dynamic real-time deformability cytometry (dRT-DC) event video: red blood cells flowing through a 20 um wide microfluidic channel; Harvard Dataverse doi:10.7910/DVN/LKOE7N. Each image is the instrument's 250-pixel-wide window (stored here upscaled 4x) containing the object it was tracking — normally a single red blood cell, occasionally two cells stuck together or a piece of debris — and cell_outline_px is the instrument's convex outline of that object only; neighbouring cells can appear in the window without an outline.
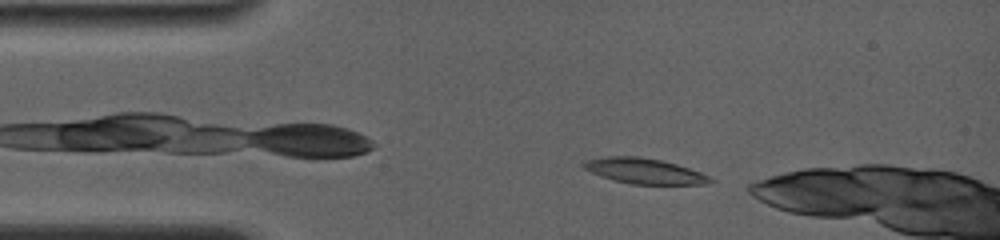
{"species": "common noctule bat (a hibernating species)", "species_latin": "Nyctalus noctula", "temperature_condition": "room temperature", "stored_images_in_passage": 6, "camera_frame_rate_fps": 4000, "um_per_image_px": 0.085, "animal": {"sex": "female", "body_mass_g": 19.0, "forearm_length_mm": 56.7}, "frame": {"image": 1, "passage_image": 2, "time_ms": 0.5, "image_size_px": [1000, 240], "cell_outline_px": [[716, 180], [704, 184], [632, 184], [600, 176], [584, 168], [580, 164], [584, 160], [604, 156], [640, 156], [660, 160], [676, 164], [700, 172]], "centroid_in_image_um": [54.73, 14.52], "position_along_channel_um": 30.3, "area_um2": 18.67}}
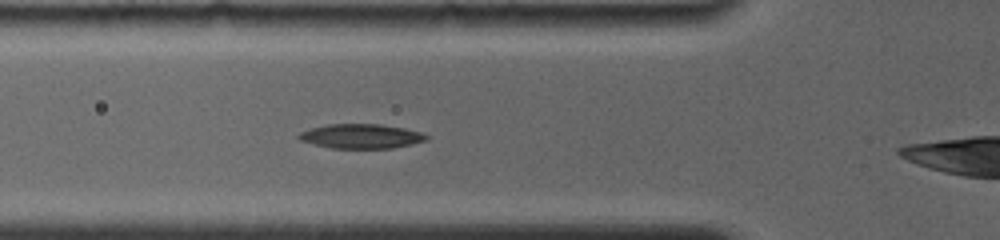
{"frame": {"image": 2, "passage_image": 6, "time_ms": 3.25, "image_size_px": [1000, 240], "cell_outline_px": [[428, 136], [424, 140], [392, 148], [332, 148], [300, 140], [296, 136], [300, 132], [312, 128], [328, 124], [380, 124], [404, 128], [420, 132]], "centroid_in_image_um": [30.65, 11.57], "position_along_channel_um": 95.1, "area_um2": 17.8}}